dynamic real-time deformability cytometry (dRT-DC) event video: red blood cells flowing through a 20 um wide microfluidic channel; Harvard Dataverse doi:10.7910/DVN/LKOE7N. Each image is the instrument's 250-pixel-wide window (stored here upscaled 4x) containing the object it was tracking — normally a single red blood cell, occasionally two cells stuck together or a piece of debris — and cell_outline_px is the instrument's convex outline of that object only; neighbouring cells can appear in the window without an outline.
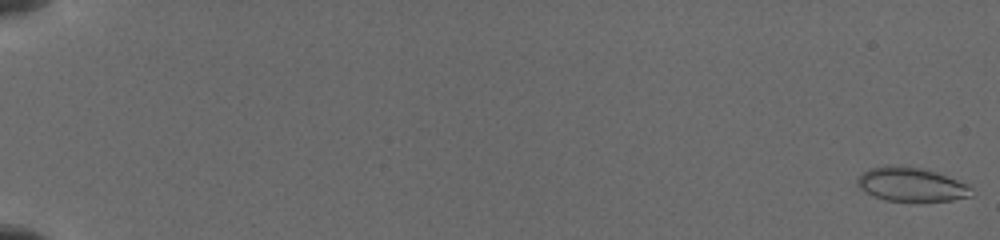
{"species": "common noctule bat (a hibernating species)", "species_latin": "Nyctalus noctula", "temperature_condition": "cold", "stored_images_in_passage": 19, "camera_frame_rate_fps": 3000, "um_per_image_px": 0.085, "animal": {"sex": "female", "body_mass_g": 19.5, "forearm_length_mm": 54.1}, "frame": {"image": 1, "passage_image": 1, "time_ms": 0.0, "image_size_px": [1000, 240], "cell_outline_px": [[976, 192], [972, 196], [952, 200], [884, 200], [864, 192], [856, 184], [856, 176], [868, 168], [884, 164], [900, 164], [920, 168], [936, 172], [968, 184]], "centroid_in_image_um": [77.41, 15.64], "position_along_channel_um": 7.6, "area_um2": 22.95}}
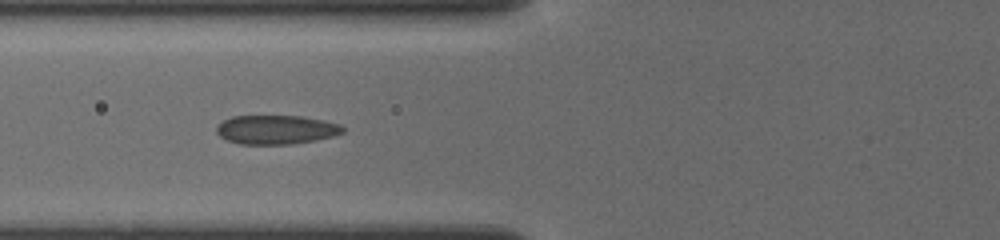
{"frame": {"image": 2, "passage_image": 17, "time_ms": 7.667, "image_size_px": [1000, 240], "cell_outline_px": [[344, 132], [332, 136], [316, 140], [292, 144], [240, 144], [228, 140], [220, 136], [216, 132], [216, 124], [232, 116], [304, 116], [324, 120], [340, 124], [344, 128]], "centroid_in_image_um": [23.47, 11.01], "position_along_channel_um": 102.3, "area_um2": 21.44}}
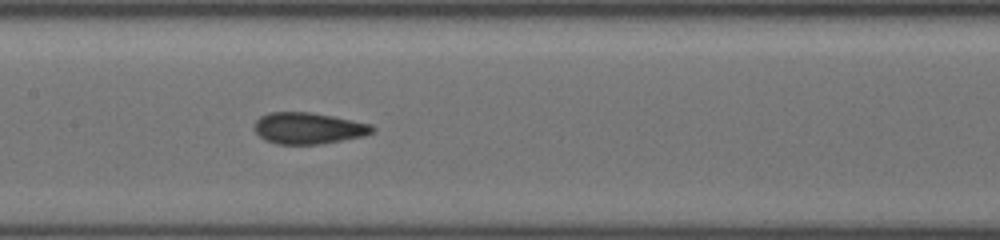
{"frame": {"image": 3, "passage_image": 19, "time_ms": 9.667, "image_size_px": [1000, 240], "cell_outline_px": [[376, 128], [372, 132], [364, 136], [320, 144], [276, 144], [264, 140], [252, 128], [256, 120], [260, 116], [268, 112], [312, 112], [372, 124]], "centroid_in_image_um": [26.18, 10.89], "position_along_channel_um": 181.2, "area_um2": 21.73}}